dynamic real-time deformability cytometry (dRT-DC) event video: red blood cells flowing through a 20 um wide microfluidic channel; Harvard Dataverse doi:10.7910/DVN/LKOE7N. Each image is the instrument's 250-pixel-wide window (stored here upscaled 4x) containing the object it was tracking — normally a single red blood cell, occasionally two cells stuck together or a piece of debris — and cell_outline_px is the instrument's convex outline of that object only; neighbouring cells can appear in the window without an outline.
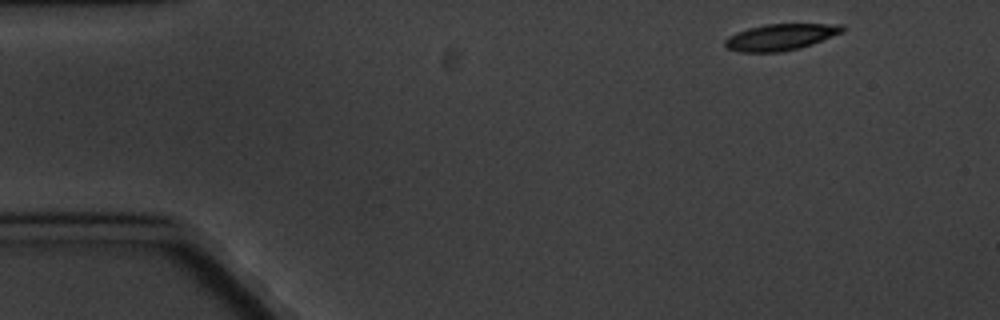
{"species": "common noctule bat (a hibernating species)", "species_latin": "Nyctalus noctula", "temperature_condition": "cold", "stored_images_in_passage": 4, "camera_frame_rate_fps": 3000, "um_per_image_px": 0.085, "animal": {"sex": "male", "body_mass_g": 20.1, "forearm_length_mm": 53.5}, "frame": {"image": 1, "passage_image": 1, "time_ms": 0.0, "image_size_px": [1000, 320], "cell_outline_px": [[844, 32], [812, 44], [800, 48], [780, 52], [740, 52], [728, 48], [724, 44], [724, 40], [728, 36], [736, 32], [748, 28], [764, 24], [844, 24]], "centroid_in_image_um": [66.35, 3.15], "position_along_channel_um": 18.7, "area_um2": 18.15}}